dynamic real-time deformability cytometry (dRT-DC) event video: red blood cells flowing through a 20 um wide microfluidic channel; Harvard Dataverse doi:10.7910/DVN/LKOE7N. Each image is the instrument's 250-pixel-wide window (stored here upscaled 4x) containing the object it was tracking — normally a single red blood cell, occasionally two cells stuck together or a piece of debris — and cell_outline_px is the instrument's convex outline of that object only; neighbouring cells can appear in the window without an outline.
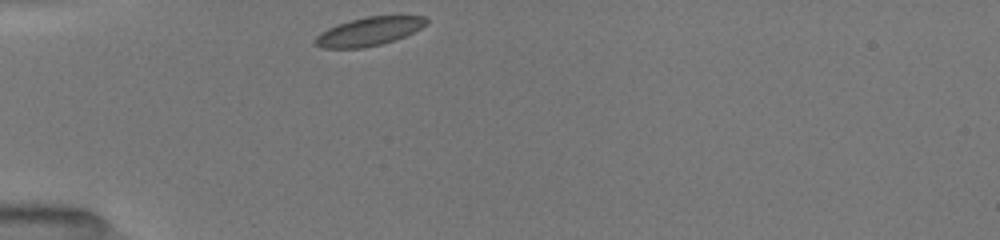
{"species": "common noctule bat (a hibernating species)", "species_latin": "Nyctalus noctula", "temperature_condition": "room temperature", "stored_images_in_passage": 11, "camera_frame_rate_fps": 3000, "um_per_image_px": 0.085, "animal": {"sex": "female", "body_mass_g": 19.5, "forearm_length_mm": 54.1}, "frame": {"image": 1, "passage_image": 1, "time_ms": 0.0, "image_size_px": [1000, 240], "cell_outline_px": [[428, 24], [396, 40], [364, 48], [320, 48], [312, 40], [320, 32], [336, 24], [368, 16], [424, 16], [428, 20]], "centroid_in_image_um": [31.33, 2.68], "position_along_channel_um": 53.7, "area_um2": 18.44}}
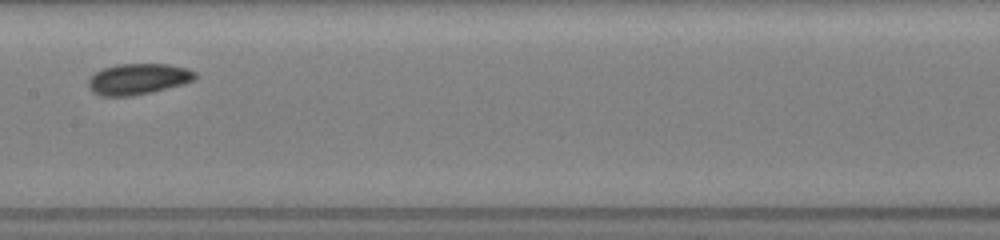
{"frame": {"image": 2, "passage_image": 5, "time_ms": 4.0, "image_size_px": [1000, 240], "cell_outline_px": [[196, 80], [184, 84], [152, 92], [132, 96], [100, 96], [92, 92], [88, 84], [88, 80], [100, 68], [116, 64], [168, 64], [188, 68], [196, 72]], "centroid_in_image_um": [11.75, 6.71], "position_along_channel_um": 195.6, "area_um2": 19.54}}
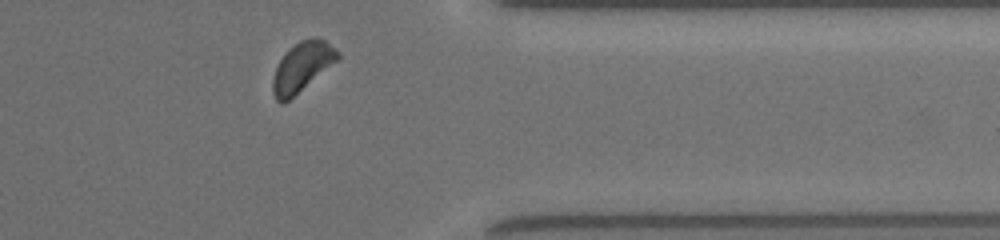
{"frame": {"image": 3, "passage_image": 10, "time_ms": 9.0, "image_size_px": [1000, 240], "cell_outline_px": [[340, 56], [336, 60], [288, 100], [280, 104], [276, 100], [272, 92], [272, 80], [276, 68], [284, 52], [288, 48], [300, 40], [312, 36], [316, 36], [324, 40], [340, 52]], "centroid_in_image_um": [25.64, 5.64], "position_along_channel_um": 385.8, "area_um2": 18.32}, "authors_computed_cell_mechanics": {"area_um2": 18.4382, "velocity_mm_per_s": 3.9637, "shape_relaxation_time_tau1_ms": 1.5901, "shape_relaxation_time_tau2_ms": null, "deformation_change_tau1": 0.0459, "deformation_change_tau2": null}}